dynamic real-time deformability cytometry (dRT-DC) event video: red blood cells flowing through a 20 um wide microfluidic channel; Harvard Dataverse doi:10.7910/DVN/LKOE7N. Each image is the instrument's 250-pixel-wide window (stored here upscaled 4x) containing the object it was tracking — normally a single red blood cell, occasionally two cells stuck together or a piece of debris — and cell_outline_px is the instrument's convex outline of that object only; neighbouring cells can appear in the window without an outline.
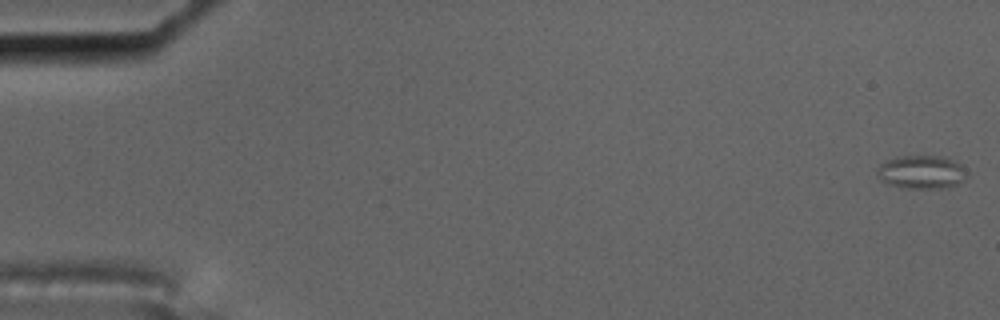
{"species": "common noctule bat (a hibernating species)", "species_latin": "Nyctalus noctula", "temperature_condition": "cold", "stored_images_in_passage": 14, "camera_frame_rate_fps": 3000, "um_per_image_px": 0.085, "animal": {"sex": "male", "body_mass_g": 17.5, "forearm_length_mm": 52.3}, "frame": {"image": 1, "passage_image": 1, "time_ms": 0.0, "image_size_px": [1000, 320], "cell_outline_px": [[968, 176], [964, 180], [956, 184], [940, 188], [900, 188], [888, 184], [880, 180], [876, 172], [876, 168], [880, 164], [888, 160], [904, 156], [940, 156], [952, 160], [960, 164], [968, 172]], "centroid_in_image_um": [78.31, 14.64], "position_along_channel_um": 6.7, "area_um2": 17.46}}